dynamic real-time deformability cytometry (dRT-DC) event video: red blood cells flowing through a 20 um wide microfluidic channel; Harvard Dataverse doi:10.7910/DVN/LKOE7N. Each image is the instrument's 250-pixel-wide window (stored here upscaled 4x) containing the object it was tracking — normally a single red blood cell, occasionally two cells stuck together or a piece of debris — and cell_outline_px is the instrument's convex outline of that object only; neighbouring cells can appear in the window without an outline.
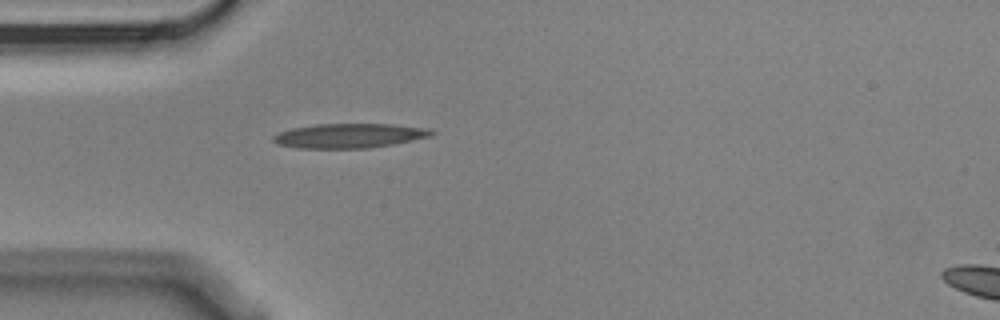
{"species": "Egyptian fruit bat (a non-hibernating species)", "species_latin": "Rousettus aegyptiacus", "temperature_condition": "cold", "stored_images_in_passage": 1, "camera_frame_rate_fps": 3000, "um_per_image_px": 0.085, "animal": {"sex": "male"}, "frame": {"image": 1, "passage_image": 1, "time_ms": 0.0, "image_size_px": [1000, 320], "cell_outline_px": [[436, 132], [432, 136], [392, 144], [368, 148], [296, 148], [276, 144], [272, 140], [272, 136], [280, 132], [292, 128], [316, 124], [392, 124], [428, 128]], "centroid_in_image_um": [29.68, 11.53], "position_along_channel_um": 55.3, "area_um2": 22.6}}